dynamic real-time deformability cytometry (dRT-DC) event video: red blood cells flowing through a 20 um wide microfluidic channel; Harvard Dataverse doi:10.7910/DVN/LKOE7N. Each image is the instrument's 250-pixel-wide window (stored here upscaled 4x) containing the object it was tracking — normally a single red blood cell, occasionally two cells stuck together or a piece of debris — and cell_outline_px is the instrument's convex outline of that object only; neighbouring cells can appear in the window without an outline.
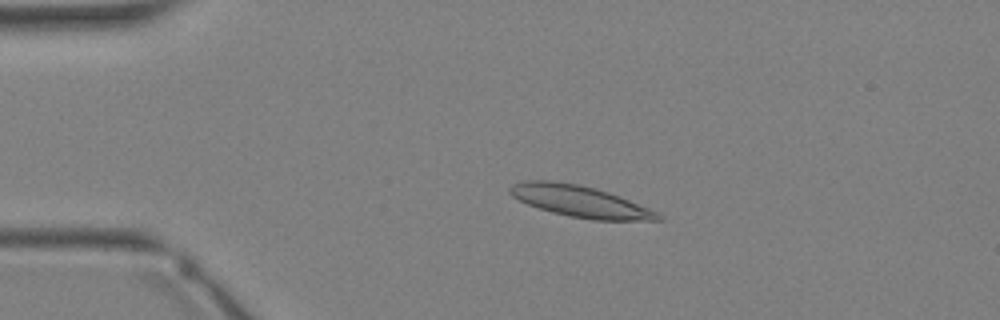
{"species": "Egyptian fruit bat (a non-hibernating species)", "species_latin": "Rousettus aegyptiacus", "temperature_condition": "warm", "stored_images_in_passage": 34, "camera_frame_rate_fps": 3000, "um_per_image_px": 0.085, "animal": {"sex": "female"}, "frame": {"image": 1, "passage_image": 7, "time_ms": 2.0, "image_size_px": [1000, 320], "cell_outline_px": [[664, 220], [596, 220], [568, 216], [552, 212], [528, 204], [512, 196], [508, 192], [508, 188], [512, 184], [524, 180], [548, 180], [580, 184], [608, 192], [620, 196], [648, 208], [664, 216]], "centroid_in_image_um": [49.29, 17.1], "position_along_channel_um": 35.7, "area_um2": 27.05}}
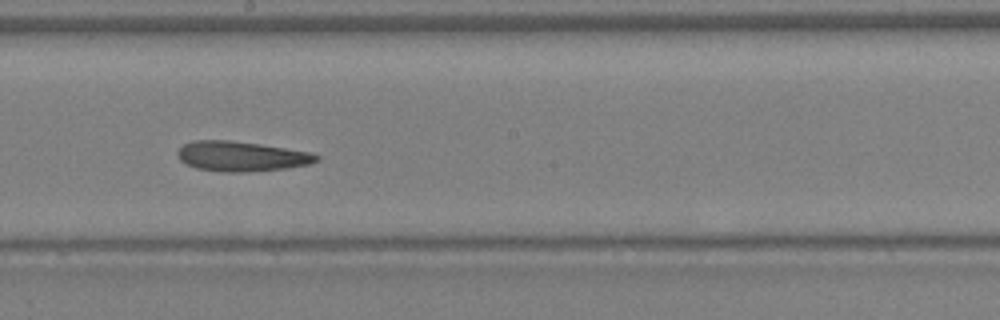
{"frame": {"image": 2, "passage_image": 19, "time_ms": 6.0, "image_size_px": [1000, 320], "cell_outline_px": [[320, 160], [308, 164], [284, 168], [244, 172], [224, 172], [196, 168], [180, 160], [176, 152], [184, 144], [192, 140], [228, 140], [260, 144], [308, 152], [320, 156]], "centroid_in_image_um": [20.48, 13.28], "position_along_channel_um": 227.7, "area_um2": 23.99}}
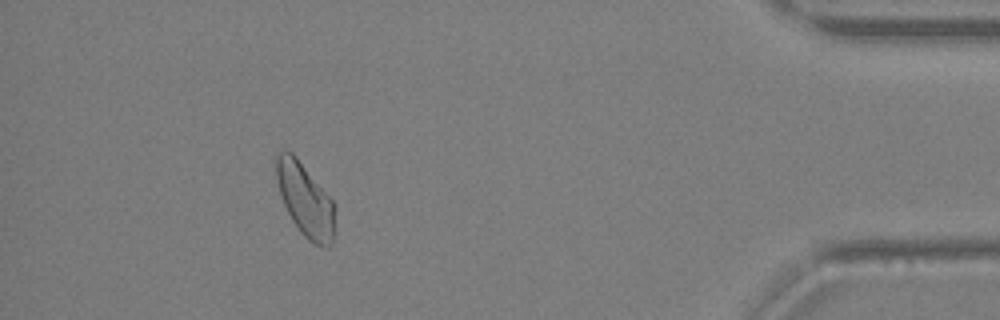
{"frame": {"image": 3, "passage_image": 31, "time_ms": 10.0, "image_size_px": [1000, 320], "cell_outline_px": [[336, 208], [332, 244], [328, 248], [312, 244], [300, 232], [292, 220], [284, 204], [276, 180], [276, 156], [284, 148], [292, 152], [296, 156], [336, 204]], "centroid_in_image_um": [25.97, 17.0], "position_along_channel_um": 409.2, "area_um2": 25.2}}